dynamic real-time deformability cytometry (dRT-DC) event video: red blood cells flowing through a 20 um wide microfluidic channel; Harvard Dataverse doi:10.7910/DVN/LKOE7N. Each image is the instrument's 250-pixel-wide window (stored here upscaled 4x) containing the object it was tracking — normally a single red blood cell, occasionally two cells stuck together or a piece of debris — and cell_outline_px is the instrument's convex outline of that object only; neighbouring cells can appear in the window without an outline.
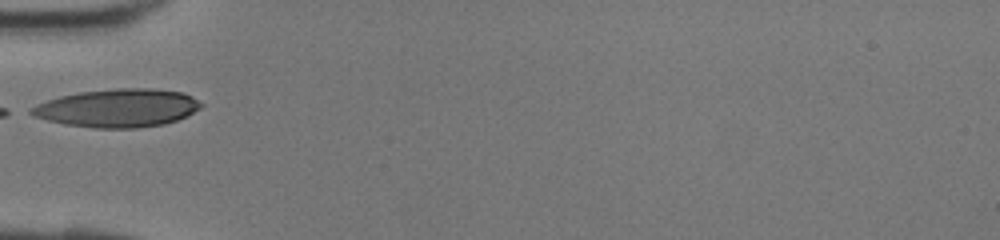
{"species": "human", "species_latin": "Homo sapiens", "temperature_condition": "room temperature", "stored_images_in_passage": 18, "camera_frame_rate_fps": 3000, "um_per_image_px": 0.085, "donor": {"sex": "female"}, "frame": {"image": 1, "passage_image": 1, "time_ms": 0.0, "image_size_px": [1000, 240], "cell_outline_px": [[204, 104], [200, 108], [176, 120], [164, 124], [136, 128], [92, 128], [64, 124], [32, 116], [24, 112], [28, 108], [36, 104], [60, 96], [80, 92], [116, 88], [152, 88], [184, 92], [192, 96]], "centroid_in_image_um": [9.95, 9.18], "position_along_channel_um": 75.0, "area_um2": 37.97}}
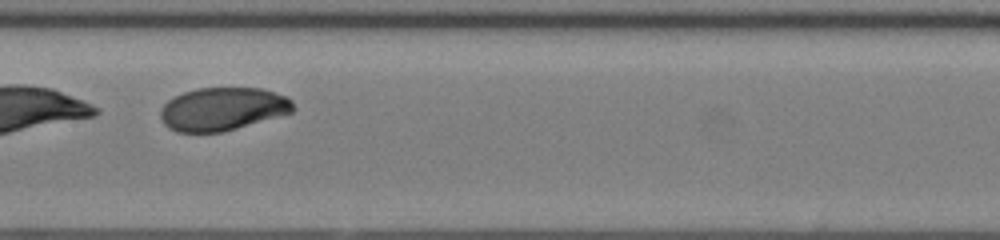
{"frame": {"image": 2, "passage_image": 8, "time_ms": 2.333, "image_size_px": [1000, 240], "cell_outline_px": [[296, 108], [292, 112], [224, 132], [176, 132], [168, 128], [164, 124], [160, 116], [160, 108], [168, 100], [184, 92], [196, 88], [260, 88], [284, 96], [292, 100]], "centroid_in_image_um": [18.9, 9.27], "position_along_channel_um": 188.5, "area_um2": 33.29}}
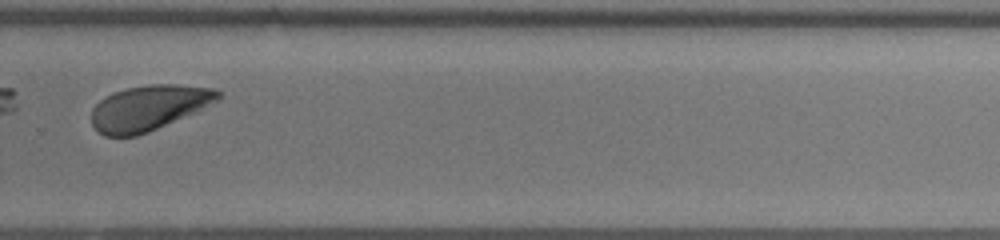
{"frame": {"image": 3, "passage_image": 16, "time_ms": 5.0, "image_size_px": [1000, 240], "cell_outline_px": [[224, 96], [220, 100], [196, 112], [148, 132], [136, 136], [104, 136], [92, 124], [92, 108], [100, 100], [112, 92], [128, 88], [148, 84], [176, 84], [216, 88]], "centroid_in_image_um": [12.69, 9.15], "position_along_channel_um": 317.1, "area_um2": 33.52}}